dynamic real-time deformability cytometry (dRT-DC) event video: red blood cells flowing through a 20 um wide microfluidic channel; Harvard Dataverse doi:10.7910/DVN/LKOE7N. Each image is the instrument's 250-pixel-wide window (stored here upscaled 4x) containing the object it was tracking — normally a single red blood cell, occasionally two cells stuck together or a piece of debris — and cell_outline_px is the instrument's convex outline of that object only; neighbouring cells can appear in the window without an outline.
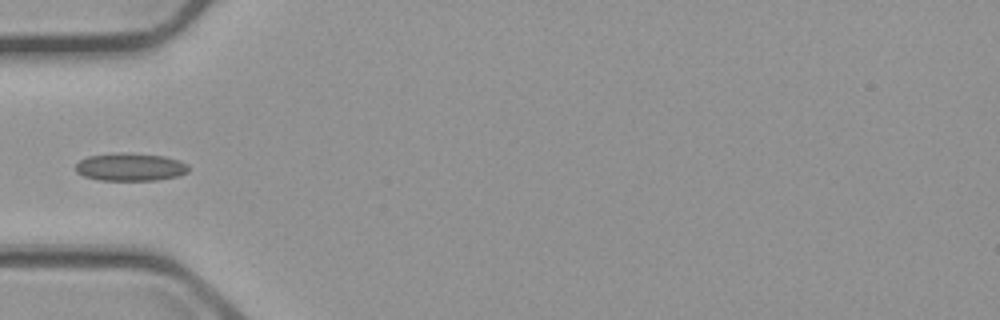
{"species": "common noctule bat (a hibernating species)", "species_latin": "Nyctalus noctula", "temperature_condition": "cold", "stored_images_in_passage": 3, "camera_frame_rate_fps": 3000, "um_per_image_px": 0.085, "animal": {"sex": "male", "body_mass_g": 23.1, "forearm_length_mm": 52.7}, "frame": {"image": 1, "passage_image": 3, "time_ms": 2.333, "image_size_px": [1000, 320], "cell_outline_px": [[188, 172], [176, 176], [156, 180], [100, 180], [84, 176], [76, 172], [76, 164], [80, 160], [88, 156], [128, 152], [164, 156], [180, 160], [188, 164]], "centroid_in_image_um": [11.09, 14.19], "position_along_channel_um": 73.9, "area_um2": 18.26}}